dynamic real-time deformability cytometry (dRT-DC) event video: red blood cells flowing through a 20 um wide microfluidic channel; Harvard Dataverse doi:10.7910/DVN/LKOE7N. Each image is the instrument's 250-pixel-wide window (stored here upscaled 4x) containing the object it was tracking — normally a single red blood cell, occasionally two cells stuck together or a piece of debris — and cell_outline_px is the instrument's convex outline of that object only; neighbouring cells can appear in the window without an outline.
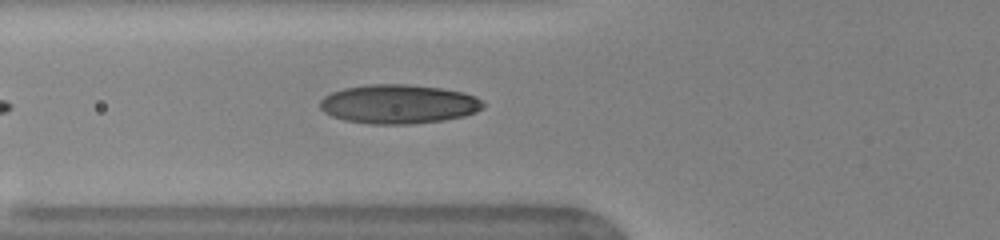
{"species": "human", "species_latin": "Homo sapiens", "temperature_condition": "warm", "stored_images_in_passage": 33, "camera_frame_rate_fps": 3000, "um_per_image_px": 0.085, "donor": {"sex": "female"}, "frame": {"image": 1, "passage_image": 6, "time_ms": 1.667, "image_size_px": [1000, 240], "cell_outline_px": [[476, 108], [468, 112], [452, 116], [428, 120], [360, 120], [324, 104], [332, 96], [340, 92], [356, 88], [428, 88], [452, 92], [468, 96], [476, 100]], "centroid_in_image_um": [34.06, 8.82], "position_along_channel_um": 91.7, "area_um2": 28.55}, "authors_computed_cell_mechanics": {"area_um2": 28.6688, "velocity_mm_per_s": 3.9846, "shape_relaxation_time_tau1_ms": 5.9335, "shape_relaxation_time_tau2_ms": null, "deformation_change_tau1": 0.2546, "deformation_change_tau2": null}}